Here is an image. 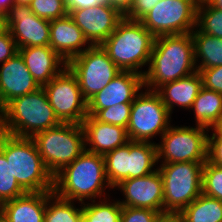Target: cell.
<instances>
[{
    "mask_svg": "<svg viewBox=\"0 0 222 222\" xmlns=\"http://www.w3.org/2000/svg\"><path fill=\"white\" fill-rule=\"evenodd\" d=\"M148 66L143 80L144 88L151 91L196 72L192 34L156 37Z\"/></svg>",
    "mask_w": 222,
    "mask_h": 222,
    "instance_id": "obj_1",
    "label": "cell"
},
{
    "mask_svg": "<svg viewBox=\"0 0 222 222\" xmlns=\"http://www.w3.org/2000/svg\"><path fill=\"white\" fill-rule=\"evenodd\" d=\"M107 187L112 189L106 176L104 155L87 150L53 176V193L70 201L84 203L98 196L102 198Z\"/></svg>",
    "mask_w": 222,
    "mask_h": 222,
    "instance_id": "obj_2",
    "label": "cell"
},
{
    "mask_svg": "<svg viewBox=\"0 0 222 222\" xmlns=\"http://www.w3.org/2000/svg\"><path fill=\"white\" fill-rule=\"evenodd\" d=\"M60 124L43 87L13 99L0 111V129L16 137L32 138Z\"/></svg>",
    "mask_w": 222,
    "mask_h": 222,
    "instance_id": "obj_3",
    "label": "cell"
},
{
    "mask_svg": "<svg viewBox=\"0 0 222 222\" xmlns=\"http://www.w3.org/2000/svg\"><path fill=\"white\" fill-rule=\"evenodd\" d=\"M0 151L26 192L53 191V175L44 165L32 138L12 136L0 129Z\"/></svg>",
    "mask_w": 222,
    "mask_h": 222,
    "instance_id": "obj_4",
    "label": "cell"
},
{
    "mask_svg": "<svg viewBox=\"0 0 222 222\" xmlns=\"http://www.w3.org/2000/svg\"><path fill=\"white\" fill-rule=\"evenodd\" d=\"M155 38L140 21L124 17L101 47L121 71L143 75L139 69L149 65Z\"/></svg>",
    "mask_w": 222,
    "mask_h": 222,
    "instance_id": "obj_5",
    "label": "cell"
},
{
    "mask_svg": "<svg viewBox=\"0 0 222 222\" xmlns=\"http://www.w3.org/2000/svg\"><path fill=\"white\" fill-rule=\"evenodd\" d=\"M38 152L47 170L54 176L85 151V135L81 124L60 125L35 134Z\"/></svg>",
    "mask_w": 222,
    "mask_h": 222,
    "instance_id": "obj_6",
    "label": "cell"
},
{
    "mask_svg": "<svg viewBox=\"0 0 222 222\" xmlns=\"http://www.w3.org/2000/svg\"><path fill=\"white\" fill-rule=\"evenodd\" d=\"M205 162L162 163L163 213H180L202 193Z\"/></svg>",
    "mask_w": 222,
    "mask_h": 222,
    "instance_id": "obj_7",
    "label": "cell"
},
{
    "mask_svg": "<svg viewBox=\"0 0 222 222\" xmlns=\"http://www.w3.org/2000/svg\"><path fill=\"white\" fill-rule=\"evenodd\" d=\"M206 130V131H205ZM203 126H169L157 145V162H206L208 160V132Z\"/></svg>",
    "mask_w": 222,
    "mask_h": 222,
    "instance_id": "obj_8",
    "label": "cell"
},
{
    "mask_svg": "<svg viewBox=\"0 0 222 222\" xmlns=\"http://www.w3.org/2000/svg\"><path fill=\"white\" fill-rule=\"evenodd\" d=\"M171 114L156 91L146 89L135 97L131 105L130 120L126 128L131 141L151 142L162 136L170 126ZM157 134V135H156Z\"/></svg>",
    "mask_w": 222,
    "mask_h": 222,
    "instance_id": "obj_9",
    "label": "cell"
},
{
    "mask_svg": "<svg viewBox=\"0 0 222 222\" xmlns=\"http://www.w3.org/2000/svg\"><path fill=\"white\" fill-rule=\"evenodd\" d=\"M67 66L76 75L87 102L121 72L101 45L90 46Z\"/></svg>",
    "mask_w": 222,
    "mask_h": 222,
    "instance_id": "obj_10",
    "label": "cell"
},
{
    "mask_svg": "<svg viewBox=\"0 0 222 222\" xmlns=\"http://www.w3.org/2000/svg\"><path fill=\"white\" fill-rule=\"evenodd\" d=\"M199 0H162L140 22L155 37L191 33Z\"/></svg>",
    "mask_w": 222,
    "mask_h": 222,
    "instance_id": "obj_11",
    "label": "cell"
},
{
    "mask_svg": "<svg viewBox=\"0 0 222 222\" xmlns=\"http://www.w3.org/2000/svg\"><path fill=\"white\" fill-rule=\"evenodd\" d=\"M42 87L61 123L82 124L88 115V102L82 95L76 75L68 66Z\"/></svg>",
    "mask_w": 222,
    "mask_h": 222,
    "instance_id": "obj_12",
    "label": "cell"
},
{
    "mask_svg": "<svg viewBox=\"0 0 222 222\" xmlns=\"http://www.w3.org/2000/svg\"><path fill=\"white\" fill-rule=\"evenodd\" d=\"M5 27L18 49L49 46L50 20L36 16L29 5L13 4L4 15Z\"/></svg>",
    "mask_w": 222,
    "mask_h": 222,
    "instance_id": "obj_13",
    "label": "cell"
},
{
    "mask_svg": "<svg viewBox=\"0 0 222 222\" xmlns=\"http://www.w3.org/2000/svg\"><path fill=\"white\" fill-rule=\"evenodd\" d=\"M68 15L82 30L91 46L101 45L124 16L107 2L94 7L68 9Z\"/></svg>",
    "mask_w": 222,
    "mask_h": 222,
    "instance_id": "obj_14",
    "label": "cell"
},
{
    "mask_svg": "<svg viewBox=\"0 0 222 222\" xmlns=\"http://www.w3.org/2000/svg\"><path fill=\"white\" fill-rule=\"evenodd\" d=\"M123 192L125 200H118L121 206L148 208L163 213V180L159 170L139 178L125 179L114 189Z\"/></svg>",
    "mask_w": 222,
    "mask_h": 222,
    "instance_id": "obj_15",
    "label": "cell"
},
{
    "mask_svg": "<svg viewBox=\"0 0 222 222\" xmlns=\"http://www.w3.org/2000/svg\"><path fill=\"white\" fill-rule=\"evenodd\" d=\"M144 88L143 75L121 71L101 91L88 101V115L94 116L99 110L122 103H132Z\"/></svg>",
    "mask_w": 222,
    "mask_h": 222,
    "instance_id": "obj_16",
    "label": "cell"
},
{
    "mask_svg": "<svg viewBox=\"0 0 222 222\" xmlns=\"http://www.w3.org/2000/svg\"><path fill=\"white\" fill-rule=\"evenodd\" d=\"M19 52L2 63L0 69V111L13 99L38 90Z\"/></svg>",
    "mask_w": 222,
    "mask_h": 222,
    "instance_id": "obj_17",
    "label": "cell"
},
{
    "mask_svg": "<svg viewBox=\"0 0 222 222\" xmlns=\"http://www.w3.org/2000/svg\"><path fill=\"white\" fill-rule=\"evenodd\" d=\"M49 46L68 63L72 58L83 53L91 45L73 19L69 15H66L65 17L50 21Z\"/></svg>",
    "mask_w": 222,
    "mask_h": 222,
    "instance_id": "obj_18",
    "label": "cell"
},
{
    "mask_svg": "<svg viewBox=\"0 0 222 222\" xmlns=\"http://www.w3.org/2000/svg\"><path fill=\"white\" fill-rule=\"evenodd\" d=\"M85 135V150L105 155L118 147L124 146L128 141L126 129L120 126L103 123L92 115L82 122Z\"/></svg>",
    "mask_w": 222,
    "mask_h": 222,
    "instance_id": "obj_19",
    "label": "cell"
},
{
    "mask_svg": "<svg viewBox=\"0 0 222 222\" xmlns=\"http://www.w3.org/2000/svg\"><path fill=\"white\" fill-rule=\"evenodd\" d=\"M26 67L42 87L58 75L67 63L50 47H24L18 49Z\"/></svg>",
    "mask_w": 222,
    "mask_h": 222,
    "instance_id": "obj_20",
    "label": "cell"
},
{
    "mask_svg": "<svg viewBox=\"0 0 222 222\" xmlns=\"http://www.w3.org/2000/svg\"><path fill=\"white\" fill-rule=\"evenodd\" d=\"M53 191L27 192L0 205L6 222H44L47 199Z\"/></svg>",
    "mask_w": 222,
    "mask_h": 222,
    "instance_id": "obj_21",
    "label": "cell"
},
{
    "mask_svg": "<svg viewBox=\"0 0 222 222\" xmlns=\"http://www.w3.org/2000/svg\"><path fill=\"white\" fill-rule=\"evenodd\" d=\"M202 85V77L199 71L178 80L168 82L160 86L156 92L166 105L170 114L174 105L184 109H191Z\"/></svg>",
    "mask_w": 222,
    "mask_h": 222,
    "instance_id": "obj_22",
    "label": "cell"
},
{
    "mask_svg": "<svg viewBox=\"0 0 222 222\" xmlns=\"http://www.w3.org/2000/svg\"><path fill=\"white\" fill-rule=\"evenodd\" d=\"M157 145L154 142L129 140L128 179L147 176L156 169Z\"/></svg>",
    "mask_w": 222,
    "mask_h": 222,
    "instance_id": "obj_23",
    "label": "cell"
},
{
    "mask_svg": "<svg viewBox=\"0 0 222 222\" xmlns=\"http://www.w3.org/2000/svg\"><path fill=\"white\" fill-rule=\"evenodd\" d=\"M194 30L191 32V34L194 43V58L197 71L205 68L221 66L222 38L203 33L197 27ZM199 61L201 63H199ZM197 62L200 65L197 64Z\"/></svg>",
    "mask_w": 222,
    "mask_h": 222,
    "instance_id": "obj_24",
    "label": "cell"
},
{
    "mask_svg": "<svg viewBox=\"0 0 222 222\" xmlns=\"http://www.w3.org/2000/svg\"><path fill=\"white\" fill-rule=\"evenodd\" d=\"M191 110L195 113L196 125L212 128L222 117V94L202 87Z\"/></svg>",
    "mask_w": 222,
    "mask_h": 222,
    "instance_id": "obj_25",
    "label": "cell"
},
{
    "mask_svg": "<svg viewBox=\"0 0 222 222\" xmlns=\"http://www.w3.org/2000/svg\"><path fill=\"white\" fill-rule=\"evenodd\" d=\"M180 215L183 222H222V201L201 193Z\"/></svg>",
    "mask_w": 222,
    "mask_h": 222,
    "instance_id": "obj_26",
    "label": "cell"
},
{
    "mask_svg": "<svg viewBox=\"0 0 222 222\" xmlns=\"http://www.w3.org/2000/svg\"><path fill=\"white\" fill-rule=\"evenodd\" d=\"M108 182L114 189L116 185L128 179L129 141L121 147L104 155Z\"/></svg>",
    "mask_w": 222,
    "mask_h": 222,
    "instance_id": "obj_27",
    "label": "cell"
},
{
    "mask_svg": "<svg viewBox=\"0 0 222 222\" xmlns=\"http://www.w3.org/2000/svg\"><path fill=\"white\" fill-rule=\"evenodd\" d=\"M80 206L76 208L74 201L62 199L53 193L47 199L44 222H77L82 216V203Z\"/></svg>",
    "mask_w": 222,
    "mask_h": 222,
    "instance_id": "obj_28",
    "label": "cell"
},
{
    "mask_svg": "<svg viewBox=\"0 0 222 222\" xmlns=\"http://www.w3.org/2000/svg\"><path fill=\"white\" fill-rule=\"evenodd\" d=\"M94 200L91 203H82V216L87 222H120L122 206L117 201L108 202L107 197Z\"/></svg>",
    "mask_w": 222,
    "mask_h": 222,
    "instance_id": "obj_29",
    "label": "cell"
},
{
    "mask_svg": "<svg viewBox=\"0 0 222 222\" xmlns=\"http://www.w3.org/2000/svg\"><path fill=\"white\" fill-rule=\"evenodd\" d=\"M196 27L203 33L222 38V10L212 6L207 0H199Z\"/></svg>",
    "mask_w": 222,
    "mask_h": 222,
    "instance_id": "obj_30",
    "label": "cell"
},
{
    "mask_svg": "<svg viewBox=\"0 0 222 222\" xmlns=\"http://www.w3.org/2000/svg\"><path fill=\"white\" fill-rule=\"evenodd\" d=\"M26 193L13 176L10 163L0 151V205Z\"/></svg>",
    "mask_w": 222,
    "mask_h": 222,
    "instance_id": "obj_31",
    "label": "cell"
},
{
    "mask_svg": "<svg viewBox=\"0 0 222 222\" xmlns=\"http://www.w3.org/2000/svg\"><path fill=\"white\" fill-rule=\"evenodd\" d=\"M202 193L222 201V167L208 160L202 170Z\"/></svg>",
    "mask_w": 222,
    "mask_h": 222,
    "instance_id": "obj_32",
    "label": "cell"
},
{
    "mask_svg": "<svg viewBox=\"0 0 222 222\" xmlns=\"http://www.w3.org/2000/svg\"><path fill=\"white\" fill-rule=\"evenodd\" d=\"M29 6L36 16L50 21L68 15L65 0H32Z\"/></svg>",
    "mask_w": 222,
    "mask_h": 222,
    "instance_id": "obj_33",
    "label": "cell"
},
{
    "mask_svg": "<svg viewBox=\"0 0 222 222\" xmlns=\"http://www.w3.org/2000/svg\"><path fill=\"white\" fill-rule=\"evenodd\" d=\"M132 103H122L99 110L94 117L103 123L127 128Z\"/></svg>",
    "mask_w": 222,
    "mask_h": 222,
    "instance_id": "obj_34",
    "label": "cell"
},
{
    "mask_svg": "<svg viewBox=\"0 0 222 222\" xmlns=\"http://www.w3.org/2000/svg\"><path fill=\"white\" fill-rule=\"evenodd\" d=\"M160 212L148 208L122 206L120 222H155Z\"/></svg>",
    "mask_w": 222,
    "mask_h": 222,
    "instance_id": "obj_35",
    "label": "cell"
},
{
    "mask_svg": "<svg viewBox=\"0 0 222 222\" xmlns=\"http://www.w3.org/2000/svg\"><path fill=\"white\" fill-rule=\"evenodd\" d=\"M204 88L222 94V65L199 71Z\"/></svg>",
    "mask_w": 222,
    "mask_h": 222,
    "instance_id": "obj_36",
    "label": "cell"
},
{
    "mask_svg": "<svg viewBox=\"0 0 222 222\" xmlns=\"http://www.w3.org/2000/svg\"><path fill=\"white\" fill-rule=\"evenodd\" d=\"M18 52V47L6 28L0 32V63L6 62Z\"/></svg>",
    "mask_w": 222,
    "mask_h": 222,
    "instance_id": "obj_37",
    "label": "cell"
},
{
    "mask_svg": "<svg viewBox=\"0 0 222 222\" xmlns=\"http://www.w3.org/2000/svg\"><path fill=\"white\" fill-rule=\"evenodd\" d=\"M156 4V0H134L124 17L129 20L140 21Z\"/></svg>",
    "mask_w": 222,
    "mask_h": 222,
    "instance_id": "obj_38",
    "label": "cell"
},
{
    "mask_svg": "<svg viewBox=\"0 0 222 222\" xmlns=\"http://www.w3.org/2000/svg\"><path fill=\"white\" fill-rule=\"evenodd\" d=\"M208 161L222 167V137L208 136Z\"/></svg>",
    "mask_w": 222,
    "mask_h": 222,
    "instance_id": "obj_39",
    "label": "cell"
},
{
    "mask_svg": "<svg viewBox=\"0 0 222 222\" xmlns=\"http://www.w3.org/2000/svg\"><path fill=\"white\" fill-rule=\"evenodd\" d=\"M104 2L105 0H65L67 9L94 7Z\"/></svg>",
    "mask_w": 222,
    "mask_h": 222,
    "instance_id": "obj_40",
    "label": "cell"
},
{
    "mask_svg": "<svg viewBox=\"0 0 222 222\" xmlns=\"http://www.w3.org/2000/svg\"><path fill=\"white\" fill-rule=\"evenodd\" d=\"M105 2L117 9L124 16L130 10L134 0H105Z\"/></svg>",
    "mask_w": 222,
    "mask_h": 222,
    "instance_id": "obj_41",
    "label": "cell"
},
{
    "mask_svg": "<svg viewBox=\"0 0 222 222\" xmlns=\"http://www.w3.org/2000/svg\"><path fill=\"white\" fill-rule=\"evenodd\" d=\"M155 222H183L180 213H160Z\"/></svg>",
    "mask_w": 222,
    "mask_h": 222,
    "instance_id": "obj_42",
    "label": "cell"
},
{
    "mask_svg": "<svg viewBox=\"0 0 222 222\" xmlns=\"http://www.w3.org/2000/svg\"><path fill=\"white\" fill-rule=\"evenodd\" d=\"M213 133L210 136H221L222 137V117L212 126Z\"/></svg>",
    "mask_w": 222,
    "mask_h": 222,
    "instance_id": "obj_43",
    "label": "cell"
},
{
    "mask_svg": "<svg viewBox=\"0 0 222 222\" xmlns=\"http://www.w3.org/2000/svg\"><path fill=\"white\" fill-rule=\"evenodd\" d=\"M13 5V0H0V13L5 15L7 10Z\"/></svg>",
    "mask_w": 222,
    "mask_h": 222,
    "instance_id": "obj_44",
    "label": "cell"
},
{
    "mask_svg": "<svg viewBox=\"0 0 222 222\" xmlns=\"http://www.w3.org/2000/svg\"><path fill=\"white\" fill-rule=\"evenodd\" d=\"M212 6L222 10V0H207Z\"/></svg>",
    "mask_w": 222,
    "mask_h": 222,
    "instance_id": "obj_45",
    "label": "cell"
},
{
    "mask_svg": "<svg viewBox=\"0 0 222 222\" xmlns=\"http://www.w3.org/2000/svg\"><path fill=\"white\" fill-rule=\"evenodd\" d=\"M32 0H13V4L17 5H30Z\"/></svg>",
    "mask_w": 222,
    "mask_h": 222,
    "instance_id": "obj_46",
    "label": "cell"
},
{
    "mask_svg": "<svg viewBox=\"0 0 222 222\" xmlns=\"http://www.w3.org/2000/svg\"><path fill=\"white\" fill-rule=\"evenodd\" d=\"M5 29V18L4 15L0 13V32L4 31Z\"/></svg>",
    "mask_w": 222,
    "mask_h": 222,
    "instance_id": "obj_47",
    "label": "cell"
},
{
    "mask_svg": "<svg viewBox=\"0 0 222 222\" xmlns=\"http://www.w3.org/2000/svg\"><path fill=\"white\" fill-rule=\"evenodd\" d=\"M77 222H87V220L83 216H81Z\"/></svg>",
    "mask_w": 222,
    "mask_h": 222,
    "instance_id": "obj_48",
    "label": "cell"
},
{
    "mask_svg": "<svg viewBox=\"0 0 222 222\" xmlns=\"http://www.w3.org/2000/svg\"><path fill=\"white\" fill-rule=\"evenodd\" d=\"M0 222H6L4 219L0 218Z\"/></svg>",
    "mask_w": 222,
    "mask_h": 222,
    "instance_id": "obj_49",
    "label": "cell"
}]
</instances>
